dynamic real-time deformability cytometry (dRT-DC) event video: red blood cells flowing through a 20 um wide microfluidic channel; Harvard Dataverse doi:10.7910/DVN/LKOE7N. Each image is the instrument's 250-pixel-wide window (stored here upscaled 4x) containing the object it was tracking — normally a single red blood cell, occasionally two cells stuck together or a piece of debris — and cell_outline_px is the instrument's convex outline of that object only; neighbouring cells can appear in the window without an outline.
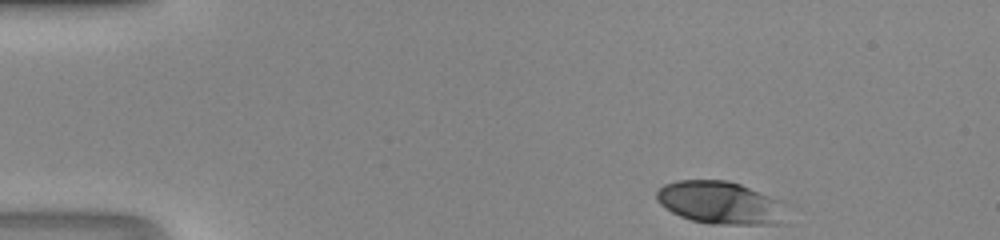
{"species": "human", "species_latin": "Homo sapiens", "temperature_condition": "room temperature", "stored_images_in_passage": 40, "camera_frame_rate_fps": 3000, "um_per_image_px": 0.085, "donor": {"sex": "male"}, "frame": {"image": 1, "passage_image": 1, "time_ms": 0.0, "image_size_px": [1000, 240], "cell_outline_px": [[788, 224], [708, 224], [692, 220], [680, 216], [672, 212], [660, 204], [656, 200], [656, 192], [664, 184], [676, 180], [728, 180], [740, 184], [780, 200]], "centroid_in_image_um": [61.22, 17.24], "position_along_channel_um": 23.8, "area_um2": 32.48}}
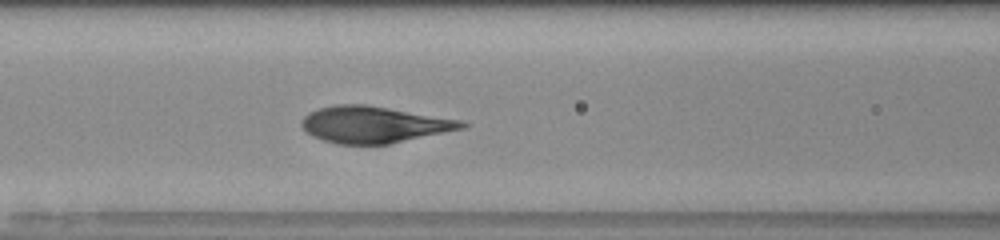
{"frame": {"image": 2, "passage_image": 15, "time_ms": 4.667, "image_size_px": [1000, 240], "cell_outline_px": [[468, 128], [388, 144], [336, 144], [312, 136], [300, 124], [300, 120], [308, 112], [320, 108], [336, 104], [368, 104], [460, 120], [468, 124]], "centroid_in_image_um": [31.79, 10.58], "position_along_channel_um": 134.8, "area_um2": 34.22}}
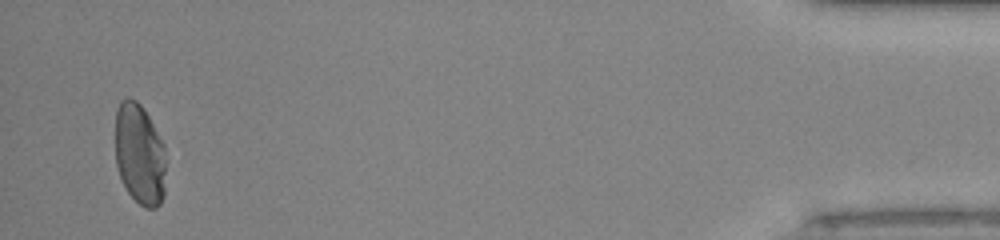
{"frame": {"image": 3, "passage_image": 40, "time_ms": 13.0, "image_size_px": [1000, 240], "cell_outline_px": [[164, 196], [160, 204], [156, 208], [144, 208], [128, 192], [120, 176], [116, 164], [116, 108], [120, 100], [124, 96], [128, 96], [136, 100], [140, 104], [148, 116], [164, 144]], "centroid_in_image_um": [11.85, 13.08], "position_along_channel_um": 423.3, "area_um2": 29.82}}